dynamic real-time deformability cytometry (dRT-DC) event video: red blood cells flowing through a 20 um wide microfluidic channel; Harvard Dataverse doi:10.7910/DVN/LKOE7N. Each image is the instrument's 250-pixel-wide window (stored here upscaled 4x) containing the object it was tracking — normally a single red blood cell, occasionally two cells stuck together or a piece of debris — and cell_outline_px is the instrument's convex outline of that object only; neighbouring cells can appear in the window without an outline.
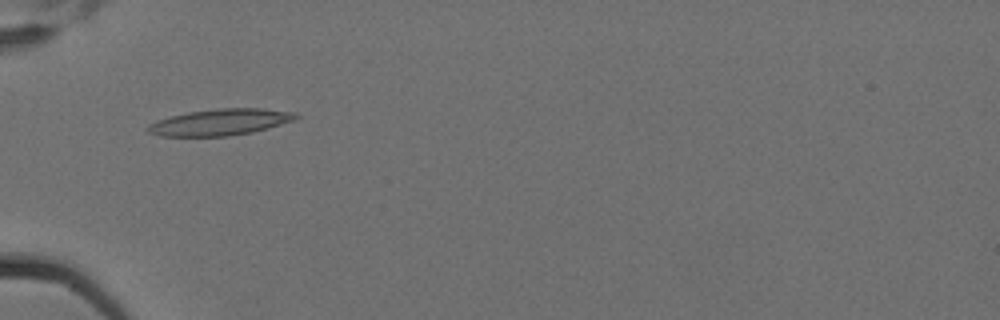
{"species": "Egyptian fruit bat (a non-hibernating species)", "species_latin": "Rousettus aegyptiacus", "temperature_condition": "cold", "stored_images_in_passage": 7, "camera_frame_rate_fps": 3000, "um_per_image_px": 0.085, "animal": {"sex": "female"}, "frame": {"image": 1, "passage_image": 6, "time_ms": 1.667, "image_size_px": [1000, 320], "cell_outline_px": [[300, 116], [292, 120], [268, 128], [252, 132], [228, 136], [160, 136], [148, 132], [144, 128], [148, 124], [156, 120], [188, 112], [216, 108], [264, 108], [296, 112]], "centroid_in_image_um": [18.69, 10.38], "position_along_channel_um": 66.3, "area_um2": 22.83}}
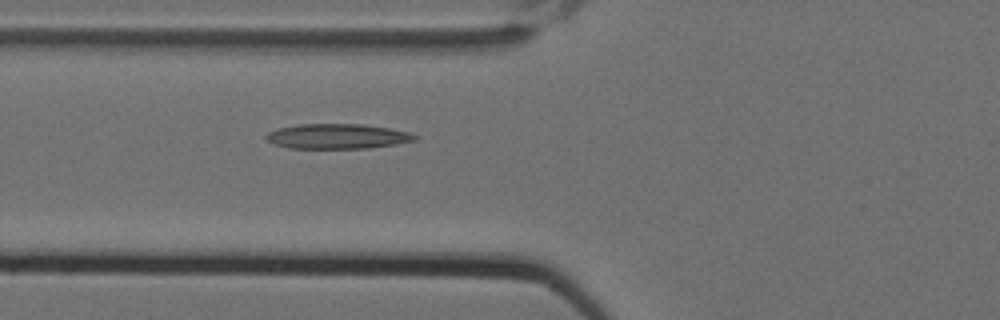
{"frame": {"image": 2, "passage_image": 7, "time_ms": 2.0, "image_size_px": [1000, 320], "cell_outline_px": [[420, 136], [416, 140], [396, 144], [368, 148], [288, 148], [276, 144], [268, 140], [264, 136], [268, 132], [280, 128], [300, 124], [360, 124], [388, 128], [408, 132]], "centroid_in_image_um": [28.7, 11.59], "position_along_channel_um": 97.1, "area_um2": 21.44}}